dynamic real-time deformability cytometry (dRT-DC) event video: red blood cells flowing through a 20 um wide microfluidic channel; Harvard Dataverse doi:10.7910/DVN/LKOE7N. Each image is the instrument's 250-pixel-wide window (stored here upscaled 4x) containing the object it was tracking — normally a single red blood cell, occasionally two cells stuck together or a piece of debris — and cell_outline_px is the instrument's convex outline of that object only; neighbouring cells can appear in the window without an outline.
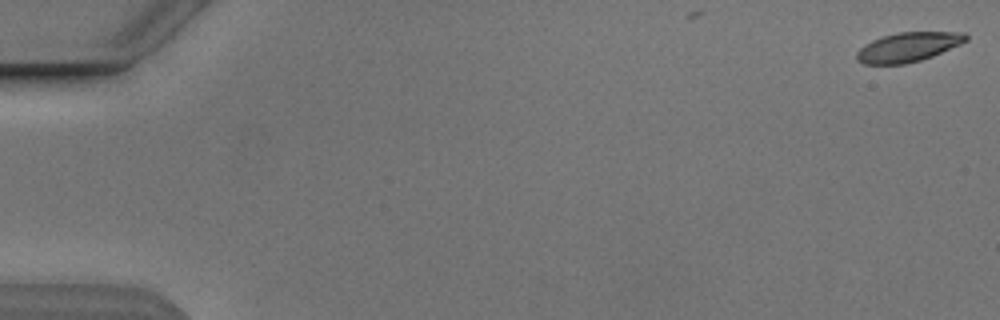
{"species": "Egyptian fruit bat (a non-hibernating species)", "species_latin": "Rousettus aegyptiacus", "temperature_condition": "cold", "stored_images_in_passage": 11, "camera_frame_rate_fps": 3000, "um_per_image_px": 0.085, "animal": {"sex": "male"}, "frame": {"image": 1, "passage_image": 1, "time_ms": 0.0, "image_size_px": [1000, 320], "cell_outline_px": [[968, 40], [960, 44], [932, 56], [920, 60], [904, 64], [864, 64], [856, 60], [856, 52], [864, 44], [880, 36], [896, 32], [964, 32], [968, 36]], "centroid_in_image_um": [77.15, 3.99], "position_along_channel_um": 7.8, "area_um2": 18.79}}